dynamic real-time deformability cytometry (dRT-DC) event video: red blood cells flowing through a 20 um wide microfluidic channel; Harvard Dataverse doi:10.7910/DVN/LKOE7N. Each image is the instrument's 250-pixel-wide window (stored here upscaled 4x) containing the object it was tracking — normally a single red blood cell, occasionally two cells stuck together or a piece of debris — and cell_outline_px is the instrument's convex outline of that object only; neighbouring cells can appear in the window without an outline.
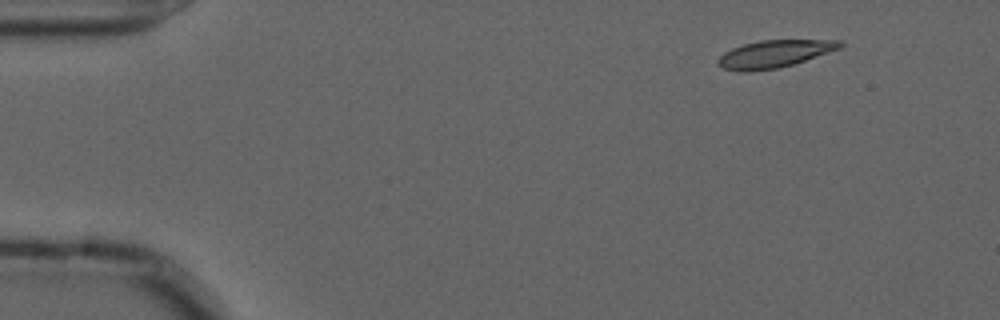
{"species": "common noctule bat (a hibernating species)", "species_latin": "Nyctalus noctula", "temperature_condition": "cold", "stored_images_in_passage": 51, "camera_frame_rate_fps": 3000, "um_per_image_px": 0.085, "animal": {"sex": "male", "forearm_length_mm": 52.5}, "frame": {"image": 1, "passage_image": 1, "time_ms": 0.0, "image_size_px": [1000, 320], "cell_outline_px": [[844, 44], [840, 48], [792, 64], [776, 68], [748, 72], [740, 72], [724, 68], [716, 64], [716, 60], [724, 52], [732, 48], [744, 44], [760, 40], [840, 40]], "centroid_in_image_um": [65.76, 4.58], "position_along_channel_um": 19.2, "area_um2": 19.31}}
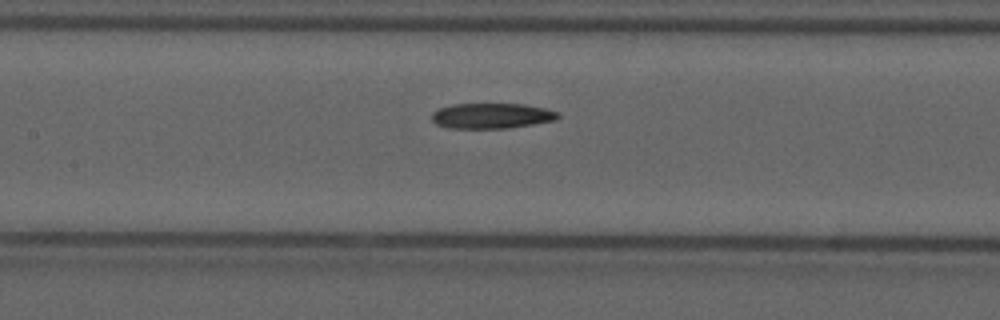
{"frame": {"image": 2, "passage_image": 21, "time_ms": 6.667, "image_size_px": [1000, 320], "cell_outline_px": [[560, 116], [556, 120], [508, 128], [448, 128], [436, 124], [432, 120], [432, 112], [436, 108], [452, 104], [524, 104], [544, 108], [560, 112]], "centroid_in_image_um": [41.77, 9.84], "position_along_channel_um": 165.6, "area_um2": 18.79}}
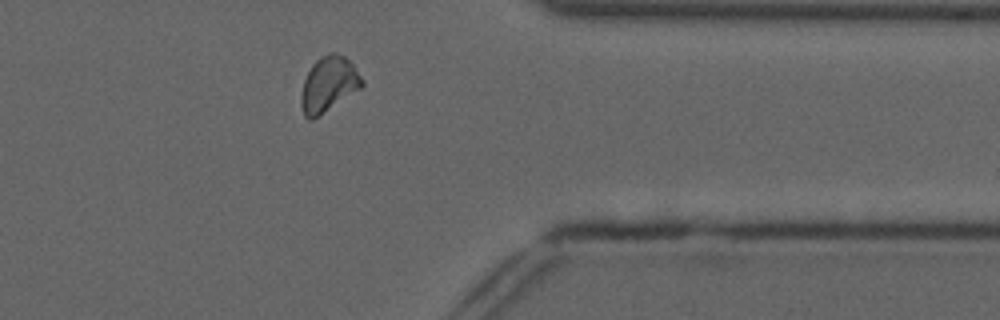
{"frame": {"image": 3, "passage_image": 40, "time_ms": 13.0, "image_size_px": [1000, 320], "cell_outline_px": [[364, 84], [360, 88], [312, 120], [308, 120], [304, 116], [300, 104], [300, 96], [304, 80], [312, 64], [320, 56], [328, 52], [332, 52], [344, 56], [352, 64], [364, 80]], "centroid_in_image_um": [27.9, 7.16], "position_along_channel_um": 383.5, "area_um2": 19.42}, "authors_computed_cell_mechanics": {"area_um2": 19.3052, "velocity_mm_per_s": 3.6274, "shape_relaxation_time_tau1_ms": null, "shape_relaxation_time_tau2_ms": 9.8574, "deformation_change_tau1": null, "deformation_change_tau2": 0.1604}}